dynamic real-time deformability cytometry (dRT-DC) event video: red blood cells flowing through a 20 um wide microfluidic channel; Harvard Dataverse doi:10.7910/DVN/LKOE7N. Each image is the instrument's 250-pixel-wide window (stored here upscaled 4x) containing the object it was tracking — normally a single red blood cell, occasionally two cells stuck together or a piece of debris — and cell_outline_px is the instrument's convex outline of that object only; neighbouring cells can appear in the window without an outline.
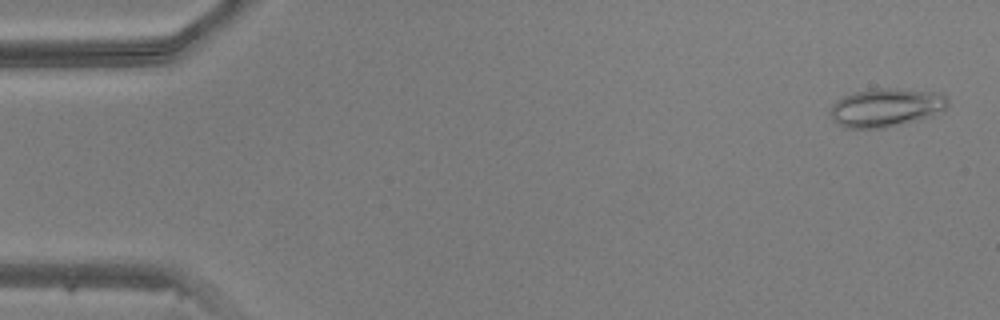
{"species": "common noctule bat (a hibernating species)", "species_latin": "Nyctalus noctula", "temperature_condition": "warm", "stored_images_in_passage": 50, "camera_frame_rate_fps": 3000, "um_per_image_px": 0.085, "animal": {"sex": "male", "body_mass_g": 20.5, "forearm_length_mm": 52.5}, "frame": {"image": 1, "passage_image": 2, "time_ms": 0.333, "image_size_px": [1000, 320], "cell_outline_px": [[948, 104], [944, 108], [932, 116], [884, 128], [844, 128], [836, 124], [832, 120], [828, 112], [832, 104], [844, 96], [856, 92], [880, 88], [896, 88], [940, 92], [948, 100]], "centroid_in_image_um": [75.27, 9.14], "position_along_channel_um": 9.7, "area_um2": 26.36}}
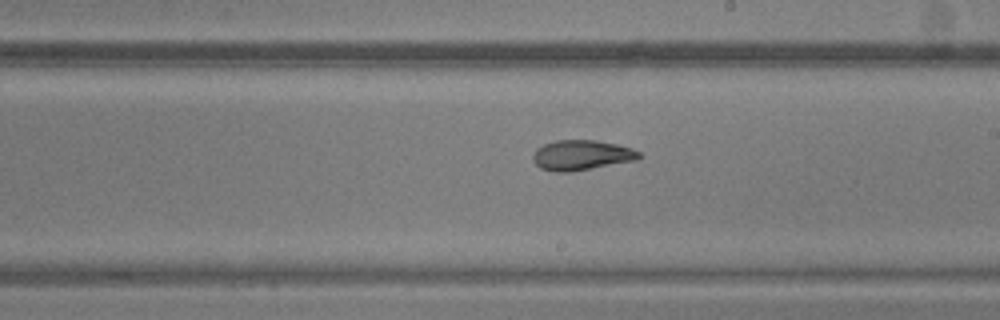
{"frame": {"image": 2, "passage_image": 28, "time_ms": 9.0, "image_size_px": [1000, 320], "cell_outline_px": [[640, 156], [636, 160], [568, 172], [556, 172], [540, 168], [532, 160], [532, 156], [536, 148], [544, 144], [556, 140], [596, 140], [616, 144], [632, 148], [640, 152]], "centroid_in_image_um": [49.39, 13.18], "position_along_channel_um": 239.6, "area_um2": 18.5}}
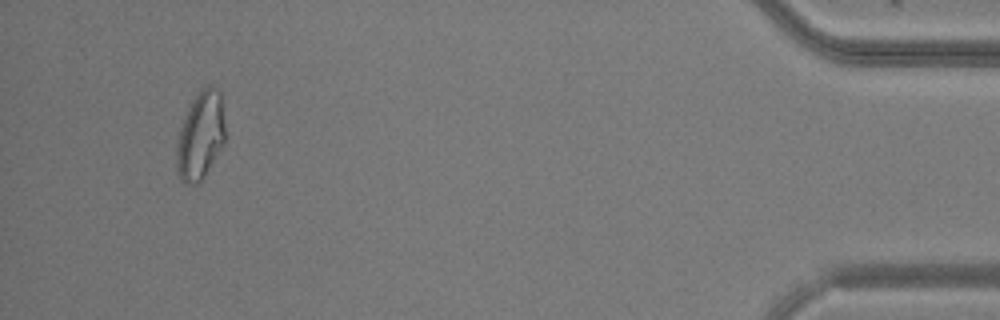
{"frame": {"image": 3, "passage_image": 46, "time_ms": 15.0, "image_size_px": [1000, 320], "cell_outline_px": [[224, 144], [204, 176], [196, 184], [184, 184], [180, 180], [176, 168], [176, 144], [180, 128], [192, 100], [196, 92], [200, 88], [208, 84], [212, 84], [220, 92], [224, 124]], "centroid_in_image_um": [17.02, 11.52], "position_along_channel_um": 418.2, "area_um2": 24.97}}